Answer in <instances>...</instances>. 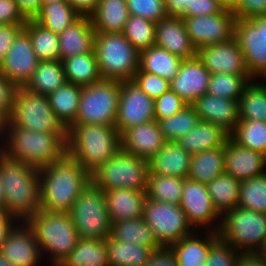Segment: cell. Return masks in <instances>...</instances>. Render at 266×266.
Wrapping results in <instances>:
<instances>
[{
	"label": "cell",
	"instance_id": "2e32d148",
	"mask_svg": "<svg viewBox=\"0 0 266 266\" xmlns=\"http://www.w3.org/2000/svg\"><path fill=\"white\" fill-rule=\"evenodd\" d=\"M155 120L154 100L133 80L121 81L115 127L122 134L126 129Z\"/></svg>",
	"mask_w": 266,
	"mask_h": 266
},
{
	"label": "cell",
	"instance_id": "ba28073f",
	"mask_svg": "<svg viewBox=\"0 0 266 266\" xmlns=\"http://www.w3.org/2000/svg\"><path fill=\"white\" fill-rule=\"evenodd\" d=\"M69 215L79 238L106 240L111 235L112 222L104 192L92 183L77 197Z\"/></svg>",
	"mask_w": 266,
	"mask_h": 266
},
{
	"label": "cell",
	"instance_id": "30bf717a",
	"mask_svg": "<svg viewBox=\"0 0 266 266\" xmlns=\"http://www.w3.org/2000/svg\"><path fill=\"white\" fill-rule=\"evenodd\" d=\"M121 82L105 80L82 87L73 124L115 126Z\"/></svg>",
	"mask_w": 266,
	"mask_h": 266
},
{
	"label": "cell",
	"instance_id": "003e7915",
	"mask_svg": "<svg viewBox=\"0 0 266 266\" xmlns=\"http://www.w3.org/2000/svg\"><path fill=\"white\" fill-rule=\"evenodd\" d=\"M7 122L8 117L2 111H0V143H2V140L6 134Z\"/></svg>",
	"mask_w": 266,
	"mask_h": 266
},
{
	"label": "cell",
	"instance_id": "8d00e7d4",
	"mask_svg": "<svg viewBox=\"0 0 266 266\" xmlns=\"http://www.w3.org/2000/svg\"><path fill=\"white\" fill-rule=\"evenodd\" d=\"M82 86L66 82L49 96V102L57 119L68 129L76 120Z\"/></svg>",
	"mask_w": 266,
	"mask_h": 266
},
{
	"label": "cell",
	"instance_id": "91938a15",
	"mask_svg": "<svg viewBox=\"0 0 266 266\" xmlns=\"http://www.w3.org/2000/svg\"><path fill=\"white\" fill-rule=\"evenodd\" d=\"M144 266H178L175 255L169 247H162L155 250Z\"/></svg>",
	"mask_w": 266,
	"mask_h": 266
},
{
	"label": "cell",
	"instance_id": "603a6c76",
	"mask_svg": "<svg viewBox=\"0 0 266 266\" xmlns=\"http://www.w3.org/2000/svg\"><path fill=\"white\" fill-rule=\"evenodd\" d=\"M155 45L182 59L193 58L197 52L181 17L167 16L156 23Z\"/></svg>",
	"mask_w": 266,
	"mask_h": 266
},
{
	"label": "cell",
	"instance_id": "c3c4849f",
	"mask_svg": "<svg viewBox=\"0 0 266 266\" xmlns=\"http://www.w3.org/2000/svg\"><path fill=\"white\" fill-rule=\"evenodd\" d=\"M156 23L139 16L129 15L123 35L139 52L155 46Z\"/></svg>",
	"mask_w": 266,
	"mask_h": 266
},
{
	"label": "cell",
	"instance_id": "277c9868",
	"mask_svg": "<svg viewBox=\"0 0 266 266\" xmlns=\"http://www.w3.org/2000/svg\"><path fill=\"white\" fill-rule=\"evenodd\" d=\"M121 148V134L115 126L72 124L67 129L66 154L90 174Z\"/></svg>",
	"mask_w": 266,
	"mask_h": 266
},
{
	"label": "cell",
	"instance_id": "7dc6e473",
	"mask_svg": "<svg viewBox=\"0 0 266 266\" xmlns=\"http://www.w3.org/2000/svg\"><path fill=\"white\" fill-rule=\"evenodd\" d=\"M251 75L211 74L208 91L210 95L239 101Z\"/></svg>",
	"mask_w": 266,
	"mask_h": 266
},
{
	"label": "cell",
	"instance_id": "ac0fdd59",
	"mask_svg": "<svg viewBox=\"0 0 266 266\" xmlns=\"http://www.w3.org/2000/svg\"><path fill=\"white\" fill-rule=\"evenodd\" d=\"M196 56L211 74L250 75L235 36L225 42L200 47Z\"/></svg>",
	"mask_w": 266,
	"mask_h": 266
},
{
	"label": "cell",
	"instance_id": "11a10c76",
	"mask_svg": "<svg viewBox=\"0 0 266 266\" xmlns=\"http://www.w3.org/2000/svg\"><path fill=\"white\" fill-rule=\"evenodd\" d=\"M236 18L251 19L266 14V0H238L232 10Z\"/></svg>",
	"mask_w": 266,
	"mask_h": 266
},
{
	"label": "cell",
	"instance_id": "6f0895ef",
	"mask_svg": "<svg viewBox=\"0 0 266 266\" xmlns=\"http://www.w3.org/2000/svg\"><path fill=\"white\" fill-rule=\"evenodd\" d=\"M23 27L24 25L0 24V63L4 60L15 37Z\"/></svg>",
	"mask_w": 266,
	"mask_h": 266
},
{
	"label": "cell",
	"instance_id": "db71d44e",
	"mask_svg": "<svg viewBox=\"0 0 266 266\" xmlns=\"http://www.w3.org/2000/svg\"><path fill=\"white\" fill-rule=\"evenodd\" d=\"M26 21L15 0H0V24L25 25Z\"/></svg>",
	"mask_w": 266,
	"mask_h": 266
},
{
	"label": "cell",
	"instance_id": "60d3db41",
	"mask_svg": "<svg viewBox=\"0 0 266 266\" xmlns=\"http://www.w3.org/2000/svg\"><path fill=\"white\" fill-rule=\"evenodd\" d=\"M215 209L222 216L227 211L238 207L240 181L224 172L206 184Z\"/></svg>",
	"mask_w": 266,
	"mask_h": 266
},
{
	"label": "cell",
	"instance_id": "5bb4252c",
	"mask_svg": "<svg viewBox=\"0 0 266 266\" xmlns=\"http://www.w3.org/2000/svg\"><path fill=\"white\" fill-rule=\"evenodd\" d=\"M180 207L195 230L218 232L221 215L214 207L206 184L189 178L184 179Z\"/></svg>",
	"mask_w": 266,
	"mask_h": 266
},
{
	"label": "cell",
	"instance_id": "d6986e66",
	"mask_svg": "<svg viewBox=\"0 0 266 266\" xmlns=\"http://www.w3.org/2000/svg\"><path fill=\"white\" fill-rule=\"evenodd\" d=\"M0 253L14 266H40L43 260L34 233L25 222H17L8 232Z\"/></svg>",
	"mask_w": 266,
	"mask_h": 266
},
{
	"label": "cell",
	"instance_id": "8992f818",
	"mask_svg": "<svg viewBox=\"0 0 266 266\" xmlns=\"http://www.w3.org/2000/svg\"><path fill=\"white\" fill-rule=\"evenodd\" d=\"M94 51L102 79L132 80L139 69L140 52L122 32L95 33Z\"/></svg>",
	"mask_w": 266,
	"mask_h": 266
},
{
	"label": "cell",
	"instance_id": "7a4b0ae2",
	"mask_svg": "<svg viewBox=\"0 0 266 266\" xmlns=\"http://www.w3.org/2000/svg\"><path fill=\"white\" fill-rule=\"evenodd\" d=\"M66 140L67 132H37L8 121L0 152L9 159L40 169L66 154Z\"/></svg>",
	"mask_w": 266,
	"mask_h": 266
},
{
	"label": "cell",
	"instance_id": "f6af8a7d",
	"mask_svg": "<svg viewBox=\"0 0 266 266\" xmlns=\"http://www.w3.org/2000/svg\"><path fill=\"white\" fill-rule=\"evenodd\" d=\"M199 121L194 107L186 105L175 115L157 121V124L166 141H176L193 130Z\"/></svg>",
	"mask_w": 266,
	"mask_h": 266
},
{
	"label": "cell",
	"instance_id": "681fc988",
	"mask_svg": "<svg viewBox=\"0 0 266 266\" xmlns=\"http://www.w3.org/2000/svg\"><path fill=\"white\" fill-rule=\"evenodd\" d=\"M129 15L139 16L154 23L166 18L164 0H127Z\"/></svg>",
	"mask_w": 266,
	"mask_h": 266
},
{
	"label": "cell",
	"instance_id": "484cf974",
	"mask_svg": "<svg viewBox=\"0 0 266 266\" xmlns=\"http://www.w3.org/2000/svg\"><path fill=\"white\" fill-rule=\"evenodd\" d=\"M58 36L60 61L94 50L95 30L89 16H81Z\"/></svg>",
	"mask_w": 266,
	"mask_h": 266
},
{
	"label": "cell",
	"instance_id": "ab89813d",
	"mask_svg": "<svg viewBox=\"0 0 266 266\" xmlns=\"http://www.w3.org/2000/svg\"><path fill=\"white\" fill-rule=\"evenodd\" d=\"M81 15L66 1L42 5L34 20L57 34L76 22Z\"/></svg>",
	"mask_w": 266,
	"mask_h": 266
},
{
	"label": "cell",
	"instance_id": "4fadbf2b",
	"mask_svg": "<svg viewBox=\"0 0 266 266\" xmlns=\"http://www.w3.org/2000/svg\"><path fill=\"white\" fill-rule=\"evenodd\" d=\"M236 40L253 79H266V14L251 19L236 18Z\"/></svg>",
	"mask_w": 266,
	"mask_h": 266
},
{
	"label": "cell",
	"instance_id": "9f6ffc18",
	"mask_svg": "<svg viewBox=\"0 0 266 266\" xmlns=\"http://www.w3.org/2000/svg\"><path fill=\"white\" fill-rule=\"evenodd\" d=\"M17 86L10 82L7 77L0 72V111L7 117L10 116Z\"/></svg>",
	"mask_w": 266,
	"mask_h": 266
},
{
	"label": "cell",
	"instance_id": "83f0119b",
	"mask_svg": "<svg viewBox=\"0 0 266 266\" xmlns=\"http://www.w3.org/2000/svg\"><path fill=\"white\" fill-rule=\"evenodd\" d=\"M111 222L143 217L146 192L131 189H110L103 191Z\"/></svg>",
	"mask_w": 266,
	"mask_h": 266
},
{
	"label": "cell",
	"instance_id": "e575fe53",
	"mask_svg": "<svg viewBox=\"0 0 266 266\" xmlns=\"http://www.w3.org/2000/svg\"><path fill=\"white\" fill-rule=\"evenodd\" d=\"M108 266H144L149 262L153 250L149 247L125 243L111 235L106 239Z\"/></svg>",
	"mask_w": 266,
	"mask_h": 266
},
{
	"label": "cell",
	"instance_id": "5b68a950",
	"mask_svg": "<svg viewBox=\"0 0 266 266\" xmlns=\"http://www.w3.org/2000/svg\"><path fill=\"white\" fill-rule=\"evenodd\" d=\"M25 223L34 233L43 259L50 260V266H58L80 239L69 212L39 210Z\"/></svg>",
	"mask_w": 266,
	"mask_h": 266
},
{
	"label": "cell",
	"instance_id": "7bdbcfd3",
	"mask_svg": "<svg viewBox=\"0 0 266 266\" xmlns=\"http://www.w3.org/2000/svg\"><path fill=\"white\" fill-rule=\"evenodd\" d=\"M183 185V178L149 174L146 196L153 201L180 205Z\"/></svg>",
	"mask_w": 266,
	"mask_h": 266
},
{
	"label": "cell",
	"instance_id": "1f68e13d",
	"mask_svg": "<svg viewBox=\"0 0 266 266\" xmlns=\"http://www.w3.org/2000/svg\"><path fill=\"white\" fill-rule=\"evenodd\" d=\"M224 162L225 145L192 154L187 178L208 184L225 172Z\"/></svg>",
	"mask_w": 266,
	"mask_h": 266
},
{
	"label": "cell",
	"instance_id": "a7ac6f4b",
	"mask_svg": "<svg viewBox=\"0 0 266 266\" xmlns=\"http://www.w3.org/2000/svg\"><path fill=\"white\" fill-rule=\"evenodd\" d=\"M219 3L227 10H233L238 3V0H218Z\"/></svg>",
	"mask_w": 266,
	"mask_h": 266
},
{
	"label": "cell",
	"instance_id": "9c48e42d",
	"mask_svg": "<svg viewBox=\"0 0 266 266\" xmlns=\"http://www.w3.org/2000/svg\"><path fill=\"white\" fill-rule=\"evenodd\" d=\"M266 234V214L238 206L221 216L219 238L238 252H256Z\"/></svg>",
	"mask_w": 266,
	"mask_h": 266
},
{
	"label": "cell",
	"instance_id": "f546056e",
	"mask_svg": "<svg viewBox=\"0 0 266 266\" xmlns=\"http://www.w3.org/2000/svg\"><path fill=\"white\" fill-rule=\"evenodd\" d=\"M89 17L95 33L122 32L129 17L127 0H99Z\"/></svg>",
	"mask_w": 266,
	"mask_h": 266
},
{
	"label": "cell",
	"instance_id": "2644e50d",
	"mask_svg": "<svg viewBox=\"0 0 266 266\" xmlns=\"http://www.w3.org/2000/svg\"><path fill=\"white\" fill-rule=\"evenodd\" d=\"M5 200V193L0 179V210L3 211V205Z\"/></svg>",
	"mask_w": 266,
	"mask_h": 266
},
{
	"label": "cell",
	"instance_id": "94428289",
	"mask_svg": "<svg viewBox=\"0 0 266 266\" xmlns=\"http://www.w3.org/2000/svg\"><path fill=\"white\" fill-rule=\"evenodd\" d=\"M192 0H164L168 16L191 17Z\"/></svg>",
	"mask_w": 266,
	"mask_h": 266
},
{
	"label": "cell",
	"instance_id": "74e56055",
	"mask_svg": "<svg viewBox=\"0 0 266 266\" xmlns=\"http://www.w3.org/2000/svg\"><path fill=\"white\" fill-rule=\"evenodd\" d=\"M58 266H108L106 240L80 238Z\"/></svg>",
	"mask_w": 266,
	"mask_h": 266
},
{
	"label": "cell",
	"instance_id": "8fae6325",
	"mask_svg": "<svg viewBox=\"0 0 266 266\" xmlns=\"http://www.w3.org/2000/svg\"><path fill=\"white\" fill-rule=\"evenodd\" d=\"M8 121L37 132H67L50 106L48 96L18 87Z\"/></svg>",
	"mask_w": 266,
	"mask_h": 266
},
{
	"label": "cell",
	"instance_id": "f5cc1de1",
	"mask_svg": "<svg viewBox=\"0 0 266 266\" xmlns=\"http://www.w3.org/2000/svg\"><path fill=\"white\" fill-rule=\"evenodd\" d=\"M240 252L220 238L211 246L205 266H236Z\"/></svg>",
	"mask_w": 266,
	"mask_h": 266
},
{
	"label": "cell",
	"instance_id": "d590c367",
	"mask_svg": "<svg viewBox=\"0 0 266 266\" xmlns=\"http://www.w3.org/2000/svg\"><path fill=\"white\" fill-rule=\"evenodd\" d=\"M62 62L66 81L69 83L84 87L102 80L94 50L66 58Z\"/></svg>",
	"mask_w": 266,
	"mask_h": 266
},
{
	"label": "cell",
	"instance_id": "52a82bcc",
	"mask_svg": "<svg viewBox=\"0 0 266 266\" xmlns=\"http://www.w3.org/2000/svg\"><path fill=\"white\" fill-rule=\"evenodd\" d=\"M149 161L120 148L112 158L91 173V183L105 190L131 189L147 192Z\"/></svg>",
	"mask_w": 266,
	"mask_h": 266
},
{
	"label": "cell",
	"instance_id": "44dd1931",
	"mask_svg": "<svg viewBox=\"0 0 266 266\" xmlns=\"http://www.w3.org/2000/svg\"><path fill=\"white\" fill-rule=\"evenodd\" d=\"M165 142L156 120L130 127L121 134V148L147 160L156 155Z\"/></svg>",
	"mask_w": 266,
	"mask_h": 266
},
{
	"label": "cell",
	"instance_id": "bcb514c9",
	"mask_svg": "<svg viewBox=\"0 0 266 266\" xmlns=\"http://www.w3.org/2000/svg\"><path fill=\"white\" fill-rule=\"evenodd\" d=\"M238 206L266 214V172L240 181Z\"/></svg>",
	"mask_w": 266,
	"mask_h": 266
},
{
	"label": "cell",
	"instance_id": "be15d7a7",
	"mask_svg": "<svg viewBox=\"0 0 266 266\" xmlns=\"http://www.w3.org/2000/svg\"><path fill=\"white\" fill-rule=\"evenodd\" d=\"M81 16H90L99 0H66Z\"/></svg>",
	"mask_w": 266,
	"mask_h": 266
},
{
	"label": "cell",
	"instance_id": "816d5d0a",
	"mask_svg": "<svg viewBox=\"0 0 266 266\" xmlns=\"http://www.w3.org/2000/svg\"><path fill=\"white\" fill-rule=\"evenodd\" d=\"M132 80L153 100L170 90V81L147 72H136Z\"/></svg>",
	"mask_w": 266,
	"mask_h": 266
},
{
	"label": "cell",
	"instance_id": "e7e4bbea",
	"mask_svg": "<svg viewBox=\"0 0 266 266\" xmlns=\"http://www.w3.org/2000/svg\"><path fill=\"white\" fill-rule=\"evenodd\" d=\"M17 2L19 10L24 14V16L29 18H34V16L40 11L42 6L41 0H15Z\"/></svg>",
	"mask_w": 266,
	"mask_h": 266
},
{
	"label": "cell",
	"instance_id": "89a4df30",
	"mask_svg": "<svg viewBox=\"0 0 266 266\" xmlns=\"http://www.w3.org/2000/svg\"><path fill=\"white\" fill-rule=\"evenodd\" d=\"M256 253L260 255L266 256V234L264 236V239L262 241V244L260 245L259 249L256 251Z\"/></svg>",
	"mask_w": 266,
	"mask_h": 266
},
{
	"label": "cell",
	"instance_id": "b9f144b4",
	"mask_svg": "<svg viewBox=\"0 0 266 266\" xmlns=\"http://www.w3.org/2000/svg\"><path fill=\"white\" fill-rule=\"evenodd\" d=\"M23 29L29 34L33 50L40 61L60 60L57 33L45 28L33 18L27 19Z\"/></svg>",
	"mask_w": 266,
	"mask_h": 266
},
{
	"label": "cell",
	"instance_id": "03108f58",
	"mask_svg": "<svg viewBox=\"0 0 266 266\" xmlns=\"http://www.w3.org/2000/svg\"><path fill=\"white\" fill-rule=\"evenodd\" d=\"M18 221L4 211L0 214V247L7 237L8 232L14 227Z\"/></svg>",
	"mask_w": 266,
	"mask_h": 266
},
{
	"label": "cell",
	"instance_id": "9a60e30c",
	"mask_svg": "<svg viewBox=\"0 0 266 266\" xmlns=\"http://www.w3.org/2000/svg\"><path fill=\"white\" fill-rule=\"evenodd\" d=\"M183 22L196 49L225 42L235 34L236 16L227 9L214 15L183 17Z\"/></svg>",
	"mask_w": 266,
	"mask_h": 266
},
{
	"label": "cell",
	"instance_id": "6125c7cd",
	"mask_svg": "<svg viewBox=\"0 0 266 266\" xmlns=\"http://www.w3.org/2000/svg\"><path fill=\"white\" fill-rule=\"evenodd\" d=\"M236 266H266V256L256 252H240Z\"/></svg>",
	"mask_w": 266,
	"mask_h": 266
},
{
	"label": "cell",
	"instance_id": "680465c9",
	"mask_svg": "<svg viewBox=\"0 0 266 266\" xmlns=\"http://www.w3.org/2000/svg\"><path fill=\"white\" fill-rule=\"evenodd\" d=\"M224 7L218 0H192L191 17L221 13Z\"/></svg>",
	"mask_w": 266,
	"mask_h": 266
},
{
	"label": "cell",
	"instance_id": "cb8c5ba5",
	"mask_svg": "<svg viewBox=\"0 0 266 266\" xmlns=\"http://www.w3.org/2000/svg\"><path fill=\"white\" fill-rule=\"evenodd\" d=\"M225 172L243 181L266 172L264 154L237 145L230 138L225 143Z\"/></svg>",
	"mask_w": 266,
	"mask_h": 266
},
{
	"label": "cell",
	"instance_id": "4316f807",
	"mask_svg": "<svg viewBox=\"0 0 266 266\" xmlns=\"http://www.w3.org/2000/svg\"><path fill=\"white\" fill-rule=\"evenodd\" d=\"M148 161L149 174L186 179L189 175L191 154L176 141H166L164 147Z\"/></svg>",
	"mask_w": 266,
	"mask_h": 266
},
{
	"label": "cell",
	"instance_id": "f35d334b",
	"mask_svg": "<svg viewBox=\"0 0 266 266\" xmlns=\"http://www.w3.org/2000/svg\"><path fill=\"white\" fill-rule=\"evenodd\" d=\"M256 80L245 86L239 99V120L266 122V79Z\"/></svg>",
	"mask_w": 266,
	"mask_h": 266
},
{
	"label": "cell",
	"instance_id": "6da1fadb",
	"mask_svg": "<svg viewBox=\"0 0 266 266\" xmlns=\"http://www.w3.org/2000/svg\"><path fill=\"white\" fill-rule=\"evenodd\" d=\"M39 177V209L49 212H69L80 193L91 183V174L68 154L40 168Z\"/></svg>",
	"mask_w": 266,
	"mask_h": 266
},
{
	"label": "cell",
	"instance_id": "ee69618b",
	"mask_svg": "<svg viewBox=\"0 0 266 266\" xmlns=\"http://www.w3.org/2000/svg\"><path fill=\"white\" fill-rule=\"evenodd\" d=\"M229 137L241 147L266 153V122L239 120Z\"/></svg>",
	"mask_w": 266,
	"mask_h": 266
},
{
	"label": "cell",
	"instance_id": "f907efd6",
	"mask_svg": "<svg viewBox=\"0 0 266 266\" xmlns=\"http://www.w3.org/2000/svg\"><path fill=\"white\" fill-rule=\"evenodd\" d=\"M188 105L171 89L154 100V116L159 121L171 117Z\"/></svg>",
	"mask_w": 266,
	"mask_h": 266
},
{
	"label": "cell",
	"instance_id": "836d02e7",
	"mask_svg": "<svg viewBox=\"0 0 266 266\" xmlns=\"http://www.w3.org/2000/svg\"><path fill=\"white\" fill-rule=\"evenodd\" d=\"M111 236L125 243L131 242L149 247L153 251L162 248L154 232L143 217L112 222Z\"/></svg>",
	"mask_w": 266,
	"mask_h": 266
},
{
	"label": "cell",
	"instance_id": "7402d4cb",
	"mask_svg": "<svg viewBox=\"0 0 266 266\" xmlns=\"http://www.w3.org/2000/svg\"><path fill=\"white\" fill-rule=\"evenodd\" d=\"M200 121L219 125L229 134L239 121V101L210 95L197 98L191 104Z\"/></svg>",
	"mask_w": 266,
	"mask_h": 266
},
{
	"label": "cell",
	"instance_id": "7c38bea8",
	"mask_svg": "<svg viewBox=\"0 0 266 266\" xmlns=\"http://www.w3.org/2000/svg\"><path fill=\"white\" fill-rule=\"evenodd\" d=\"M143 218L162 247H169L195 232L180 205L147 198Z\"/></svg>",
	"mask_w": 266,
	"mask_h": 266
},
{
	"label": "cell",
	"instance_id": "8c879c8a",
	"mask_svg": "<svg viewBox=\"0 0 266 266\" xmlns=\"http://www.w3.org/2000/svg\"><path fill=\"white\" fill-rule=\"evenodd\" d=\"M0 266H14L8 262L0 253Z\"/></svg>",
	"mask_w": 266,
	"mask_h": 266
},
{
	"label": "cell",
	"instance_id": "3957f363",
	"mask_svg": "<svg viewBox=\"0 0 266 266\" xmlns=\"http://www.w3.org/2000/svg\"><path fill=\"white\" fill-rule=\"evenodd\" d=\"M0 179L5 193L3 211L25 222L39 211V169L5 157L0 152Z\"/></svg>",
	"mask_w": 266,
	"mask_h": 266
},
{
	"label": "cell",
	"instance_id": "d4e9b609",
	"mask_svg": "<svg viewBox=\"0 0 266 266\" xmlns=\"http://www.w3.org/2000/svg\"><path fill=\"white\" fill-rule=\"evenodd\" d=\"M200 232L196 230L190 236L182 238L179 242L169 246L175 255L178 266L206 265L209 250L219 239V235L215 231L201 230Z\"/></svg>",
	"mask_w": 266,
	"mask_h": 266
},
{
	"label": "cell",
	"instance_id": "e0dca14e",
	"mask_svg": "<svg viewBox=\"0 0 266 266\" xmlns=\"http://www.w3.org/2000/svg\"><path fill=\"white\" fill-rule=\"evenodd\" d=\"M39 62L29 34L22 29L15 37L4 60L0 63V72L17 87H24Z\"/></svg>",
	"mask_w": 266,
	"mask_h": 266
},
{
	"label": "cell",
	"instance_id": "753ad0ef",
	"mask_svg": "<svg viewBox=\"0 0 266 266\" xmlns=\"http://www.w3.org/2000/svg\"><path fill=\"white\" fill-rule=\"evenodd\" d=\"M58 1H61V0H41L42 5H47V4L58 2Z\"/></svg>",
	"mask_w": 266,
	"mask_h": 266
},
{
	"label": "cell",
	"instance_id": "d6a6232c",
	"mask_svg": "<svg viewBox=\"0 0 266 266\" xmlns=\"http://www.w3.org/2000/svg\"><path fill=\"white\" fill-rule=\"evenodd\" d=\"M63 62L60 60L40 61L24 88L49 96L66 83Z\"/></svg>",
	"mask_w": 266,
	"mask_h": 266
},
{
	"label": "cell",
	"instance_id": "ffe728a7",
	"mask_svg": "<svg viewBox=\"0 0 266 266\" xmlns=\"http://www.w3.org/2000/svg\"><path fill=\"white\" fill-rule=\"evenodd\" d=\"M210 78L211 73L197 56L184 59L177 76L170 82V89L191 105L207 93Z\"/></svg>",
	"mask_w": 266,
	"mask_h": 266
},
{
	"label": "cell",
	"instance_id": "f1b7e54d",
	"mask_svg": "<svg viewBox=\"0 0 266 266\" xmlns=\"http://www.w3.org/2000/svg\"><path fill=\"white\" fill-rule=\"evenodd\" d=\"M230 134L219 125L206 121H199L188 134L180 137L176 142L188 153L195 154L225 145Z\"/></svg>",
	"mask_w": 266,
	"mask_h": 266
},
{
	"label": "cell",
	"instance_id": "4dcf8cb0",
	"mask_svg": "<svg viewBox=\"0 0 266 266\" xmlns=\"http://www.w3.org/2000/svg\"><path fill=\"white\" fill-rule=\"evenodd\" d=\"M183 60L181 57L155 45L140 51L137 72L158 75L171 82L177 76Z\"/></svg>",
	"mask_w": 266,
	"mask_h": 266
}]
</instances>
